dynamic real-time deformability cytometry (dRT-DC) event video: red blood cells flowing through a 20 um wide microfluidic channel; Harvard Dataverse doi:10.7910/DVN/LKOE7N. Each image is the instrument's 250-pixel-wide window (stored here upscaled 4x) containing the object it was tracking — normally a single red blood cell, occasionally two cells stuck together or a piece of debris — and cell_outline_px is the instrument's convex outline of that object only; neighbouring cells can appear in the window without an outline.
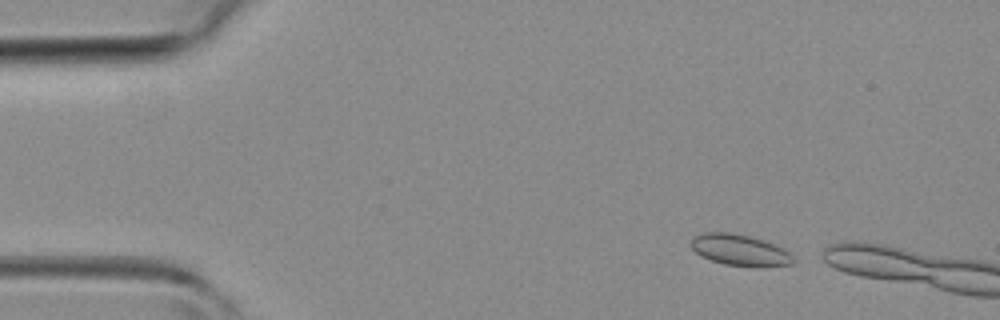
{"species": "common noctule bat (a hibernating species)", "species_latin": "Nyctalus noctula", "temperature_condition": "room temperature", "stored_images_in_passage": 3, "camera_frame_rate_fps": 3000, "um_per_image_px": 0.085, "animal": {"sex": "female", "body_mass_g": 19.3, "forearm_length_mm": 54.1}, "frame": {"image": 1, "passage_image": 1, "time_ms": 0.0, "image_size_px": [1000, 320], "cell_outline_px": [[796, 260], [792, 264], [764, 268], [756, 268], [724, 264], [700, 256], [688, 244], [692, 236], [704, 232], [732, 232], [764, 240], [788, 252]], "centroid_in_image_um": [62.85, 21.27], "position_along_channel_um": 22.1, "area_um2": 18.96}}